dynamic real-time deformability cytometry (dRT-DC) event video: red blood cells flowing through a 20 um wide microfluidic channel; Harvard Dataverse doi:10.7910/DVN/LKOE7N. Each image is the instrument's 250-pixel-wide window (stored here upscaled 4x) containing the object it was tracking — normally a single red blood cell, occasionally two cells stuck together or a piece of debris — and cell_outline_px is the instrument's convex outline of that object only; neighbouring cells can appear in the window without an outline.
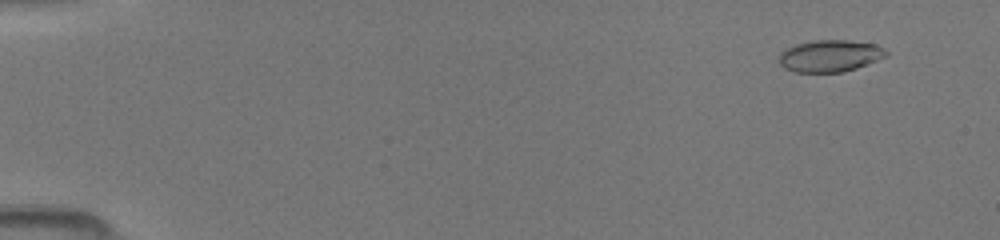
{"species": "common noctule bat (a hibernating species)", "species_latin": "Nyctalus noctula", "temperature_condition": "room temperature", "stored_images_in_passage": 46, "camera_frame_rate_fps": 3000, "um_per_image_px": 0.085, "animal": {"sex": "female", "body_mass_g": 19.5, "forearm_length_mm": 54.1}, "frame": {"image": 1, "passage_image": 4, "time_ms": 1.0, "image_size_px": [1000, 240], "cell_outline_px": [[888, 56], [856, 68], [844, 72], [796, 72], [784, 68], [780, 64], [780, 52], [796, 44], [812, 40], [848, 40], [872, 44], [884, 48], [888, 52]], "centroid_in_image_um": [70.55, 4.75], "position_along_channel_um": 14.4, "area_um2": 19.83}}
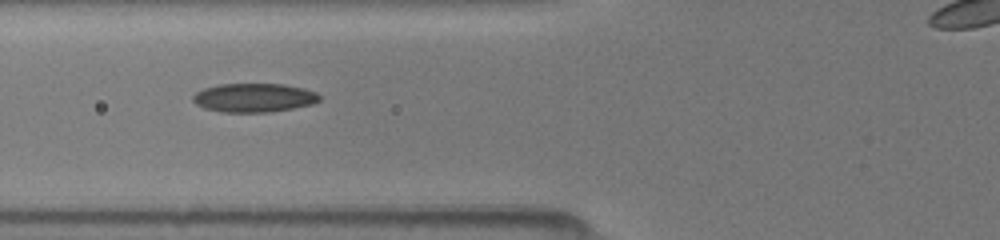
{"frame": {"image": 2, "passage_image": 20, "time_ms": 6.333, "image_size_px": [1000, 240], "cell_outline_px": [[320, 100], [312, 104], [272, 112], [220, 112], [204, 108], [196, 104], [192, 100], [192, 96], [196, 92], [204, 88], [220, 84], [284, 84], [304, 88], [316, 92], [320, 96]], "centroid_in_image_um": [21.58, 8.3], "position_along_channel_um": 104.2, "area_um2": 21.33}}
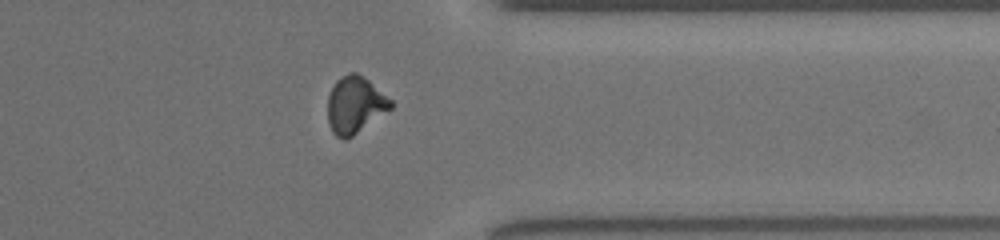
{"frame": {"image": 3, "passage_image": 40, "time_ms": 13.0, "image_size_px": [1000, 240], "cell_outline_px": [[392, 108], [352, 136], [344, 140], [336, 136], [332, 132], [328, 124], [328, 96], [332, 84], [340, 76], [348, 72], [356, 72], [368, 80], [392, 100]], "centroid_in_image_um": [30.14, 8.9], "position_along_channel_um": 381.3, "area_um2": 20.92}}